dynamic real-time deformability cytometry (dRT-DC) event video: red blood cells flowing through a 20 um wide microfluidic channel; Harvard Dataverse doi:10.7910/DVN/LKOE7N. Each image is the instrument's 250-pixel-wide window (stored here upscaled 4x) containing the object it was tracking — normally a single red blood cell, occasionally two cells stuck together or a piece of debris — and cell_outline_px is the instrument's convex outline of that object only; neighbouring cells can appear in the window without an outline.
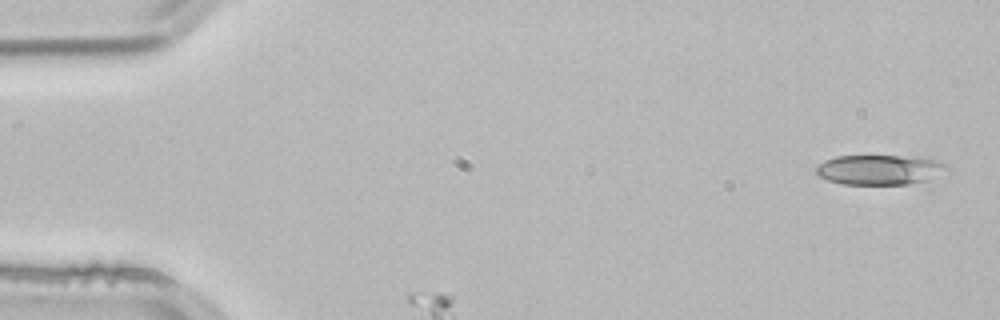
{"species": "common noctule bat (a hibernating species)", "species_latin": "Nyctalus noctula", "temperature_condition": "room temperature", "stored_images_in_passage": 4, "camera_frame_rate_fps": 3000, "um_per_image_px": 0.085, "animal": {"sex": "male", "body_mass_g": 21.5, "forearm_length_mm": 52.0}, "frame": {"image": 1, "passage_image": 1, "time_ms": 0.0, "image_size_px": [1000, 320], "cell_outline_px": [[948, 168], [928, 180], [908, 184], [844, 184], [828, 180], [820, 176], [816, 172], [816, 168], [824, 160], [836, 156], [924, 156], [936, 160], [944, 164]], "centroid_in_image_um": [74.77, 14.41], "position_along_channel_um": 10.2, "area_um2": 22.66}}